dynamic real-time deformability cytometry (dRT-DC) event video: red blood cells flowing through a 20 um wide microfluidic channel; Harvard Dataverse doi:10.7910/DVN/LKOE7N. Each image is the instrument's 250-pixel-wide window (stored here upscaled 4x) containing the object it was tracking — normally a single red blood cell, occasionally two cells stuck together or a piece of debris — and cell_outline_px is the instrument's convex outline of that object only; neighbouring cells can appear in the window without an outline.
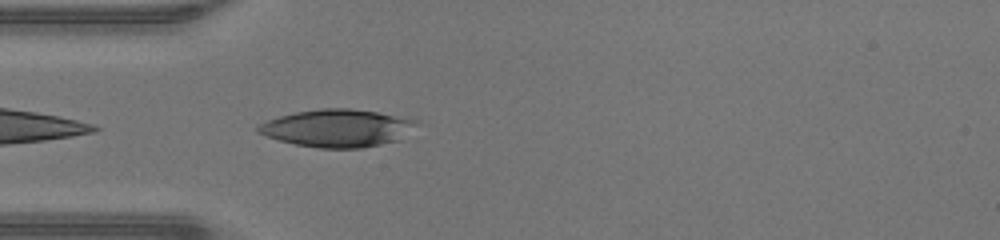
{"species": "human", "species_latin": "Homo sapiens", "temperature_condition": "warm", "stored_images_in_passage": 35, "camera_frame_rate_fps": 3000, "um_per_image_px": 0.085, "donor": {"sex": "male"}, "frame": {"image": 1, "passage_image": 2, "time_ms": 0.333, "image_size_px": [1000, 240], "cell_outline_px": [[420, 124], [400, 140], [360, 148], [320, 148], [296, 144], [280, 140], [256, 132], [256, 128], [260, 124], [268, 120], [280, 116], [296, 112], [320, 108], [352, 108], [376, 112], [420, 120]], "centroid_in_image_um": [28.73, 10.88], "position_along_channel_um": 56.3, "area_um2": 34.68}}
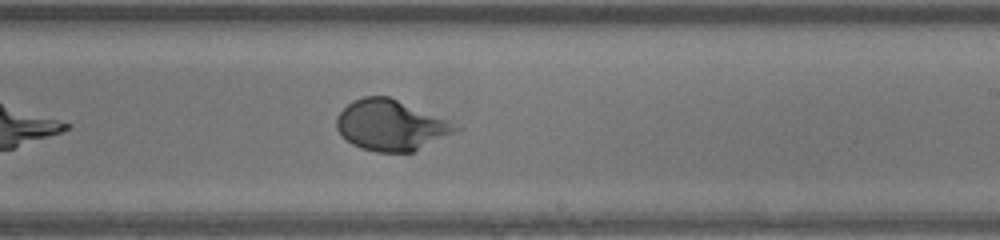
{"frame": {"image": 2, "passage_image": 16, "time_ms": 5.0, "image_size_px": [1000, 240], "cell_outline_px": [[464, 128], [412, 152], [376, 152], [360, 148], [352, 144], [336, 128], [336, 116], [352, 100], [364, 96], [388, 96]], "centroid_in_image_um": [33.18, 10.65], "position_along_channel_um": 255.8, "area_um2": 34.51}}
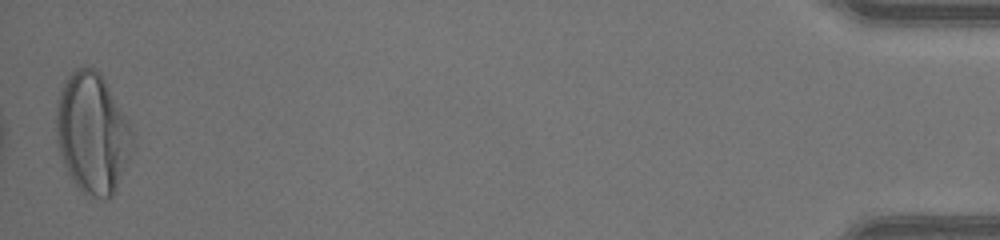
{"frame": {"image": 3, "passage_image": 35, "time_ms": 11.333, "image_size_px": [1000, 240], "cell_outline_px": [[132, 132], [128, 160], [116, 188], [112, 196], [108, 200], [104, 200], [92, 196], [84, 192], [76, 184], [68, 172], [64, 164], [56, 140], [56, 100], [68, 76], [76, 68], [92, 68], [100, 72], [128, 124]], "centroid_in_image_um": [7.81, 11.34], "position_along_channel_um": 427.4, "area_um2": 52.31}, "authors_computed_cell_mechanics": {"area_um2": 34.4488, "velocity_mm_per_s": 4.3247, "shape_relaxation_time_tau1_ms": 3.7186, "shape_relaxation_time_tau2_ms": null, "deformation_change_tau1": 0.2529, "deformation_change_tau2": null}}